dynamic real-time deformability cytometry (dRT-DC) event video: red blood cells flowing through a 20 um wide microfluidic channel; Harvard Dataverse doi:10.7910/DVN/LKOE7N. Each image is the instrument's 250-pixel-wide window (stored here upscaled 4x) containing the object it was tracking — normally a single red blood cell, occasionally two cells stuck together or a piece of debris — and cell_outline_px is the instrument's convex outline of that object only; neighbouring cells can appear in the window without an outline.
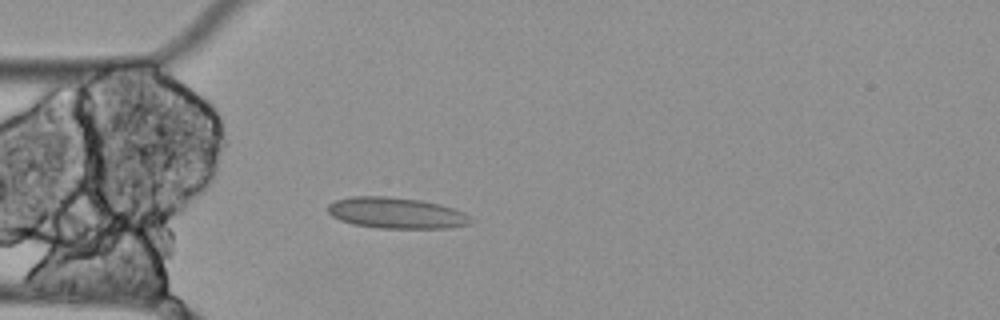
{"species": "Egyptian fruit bat (a non-hibernating species)", "species_latin": "Rousettus aegyptiacus", "temperature_condition": "cold", "stored_images_in_passage": 4, "camera_frame_rate_fps": 3000, "um_per_image_px": 0.085, "animal": {"sex": "female"}, "frame": {"image": 1, "passage_image": 4, "time_ms": 1.0, "image_size_px": [1000, 320], "cell_outline_px": [[472, 224], [448, 228], [380, 228], [352, 224], [340, 220], [332, 216], [328, 212], [328, 204], [336, 200], [352, 196], [388, 196], [420, 200], [440, 204], [464, 212], [472, 220]], "centroid_in_image_um": [33.68, 18.1], "position_along_channel_um": 51.3, "area_um2": 25.89}}